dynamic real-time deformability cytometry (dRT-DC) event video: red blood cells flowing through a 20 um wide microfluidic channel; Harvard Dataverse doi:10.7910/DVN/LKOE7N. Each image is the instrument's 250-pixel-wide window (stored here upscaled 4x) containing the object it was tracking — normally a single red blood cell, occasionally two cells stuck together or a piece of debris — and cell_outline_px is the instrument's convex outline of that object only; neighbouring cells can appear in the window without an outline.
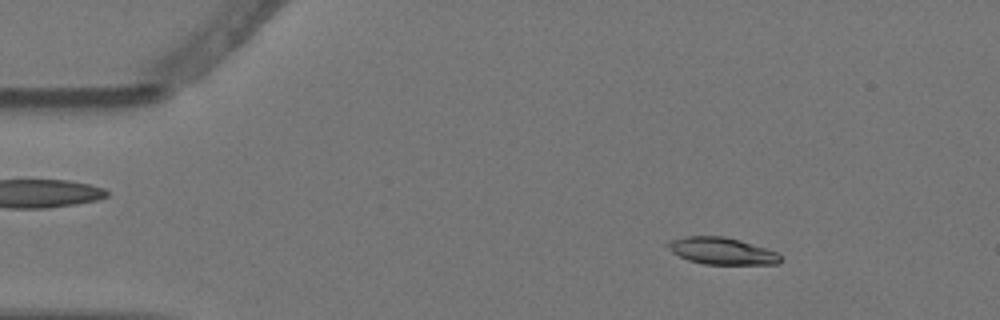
{"species": "Egyptian fruit bat (a non-hibernating species)", "species_latin": "Rousettus aegyptiacus", "temperature_condition": "warm", "stored_images_in_passage": 5, "camera_frame_rate_fps": 3000, "um_per_image_px": 0.085, "animal": {"sex": "female"}, "frame": {"image": 1, "passage_image": 2, "time_ms": 0.333, "image_size_px": [1000, 320], "cell_outline_px": [[780, 260], [776, 264], [704, 264], [688, 260], [672, 252], [664, 244], [668, 240], [688, 236], [724, 236], [740, 240], [776, 252], [780, 256]], "centroid_in_image_um": [61.28, 21.32], "position_along_channel_um": 23.7, "area_um2": 17.51}}
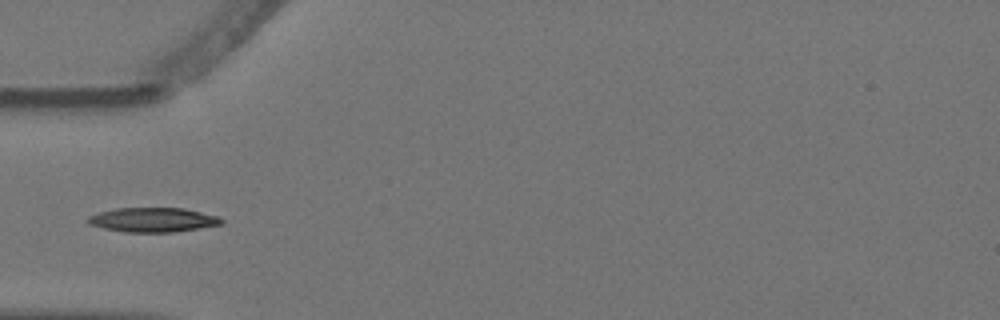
{"frame": {"image": 2, "passage_image": 5, "time_ms": 1.333, "image_size_px": [1000, 320], "cell_outline_px": [[224, 224], [172, 232], [124, 232], [104, 228], [92, 224], [84, 220], [88, 216], [100, 212], [116, 208], [184, 208], [220, 216], [224, 220]], "centroid_in_image_um": [13.04, 18.68], "position_along_channel_um": 72.0, "area_um2": 19.02}}